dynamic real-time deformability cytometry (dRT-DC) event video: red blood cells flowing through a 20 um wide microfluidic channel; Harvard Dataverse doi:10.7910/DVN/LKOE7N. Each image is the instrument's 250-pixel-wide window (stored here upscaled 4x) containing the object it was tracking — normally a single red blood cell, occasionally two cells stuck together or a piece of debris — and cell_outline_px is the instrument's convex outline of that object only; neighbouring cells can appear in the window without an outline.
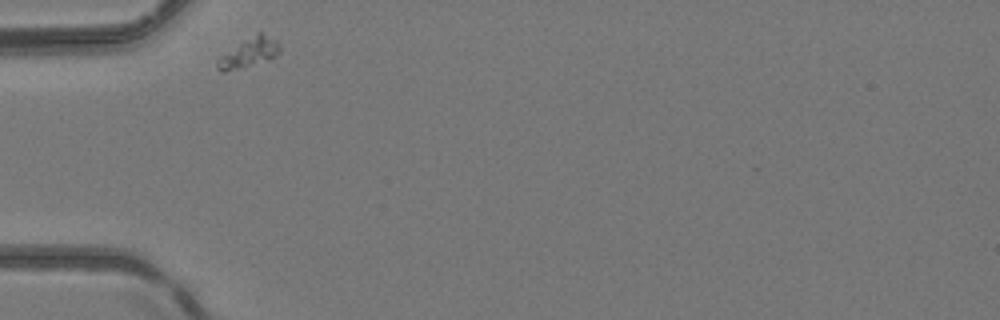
{"species": "common noctule bat (a hibernating species)", "species_latin": "Nyctalus noctula", "temperature_condition": "room temperature", "stored_images_in_passage": 29, "camera_frame_rate_fps": 3000, "um_per_image_px": 0.085, "animal": {"sex": "female", "body_mass_g": 24.6, "forearm_length_mm": 56.2}, "frame": {"image": 1, "passage_image": 1, "time_ms": 0.0, "image_size_px": [1000, 320], "cell_outline_px": [[280, 52], [276, 56], [268, 60], [224, 72], [220, 72], [216, 68], [216, 64], [220, 56], [260, 32], [276, 40], [280, 44]], "centroid_in_image_um": [21.18, 4.51], "position_along_channel_um": 63.8, "area_um2": 10.17}}
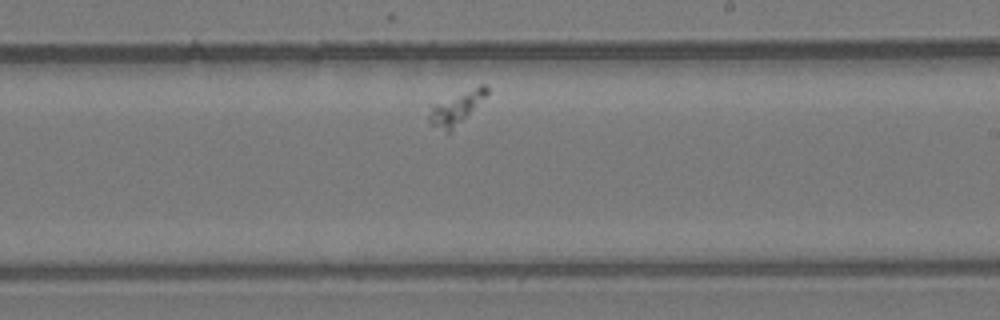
{"frame": {"image": 2, "passage_image": 17, "time_ms": 5.333, "image_size_px": [1000, 320], "cell_outline_px": [[488, 92], [452, 132], [448, 132], [432, 124], [428, 120], [428, 104], [480, 84], [484, 84], [488, 88]], "centroid_in_image_um": [38.7, 9.15], "position_along_channel_um": 250.3, "area_um2": 11.04}}